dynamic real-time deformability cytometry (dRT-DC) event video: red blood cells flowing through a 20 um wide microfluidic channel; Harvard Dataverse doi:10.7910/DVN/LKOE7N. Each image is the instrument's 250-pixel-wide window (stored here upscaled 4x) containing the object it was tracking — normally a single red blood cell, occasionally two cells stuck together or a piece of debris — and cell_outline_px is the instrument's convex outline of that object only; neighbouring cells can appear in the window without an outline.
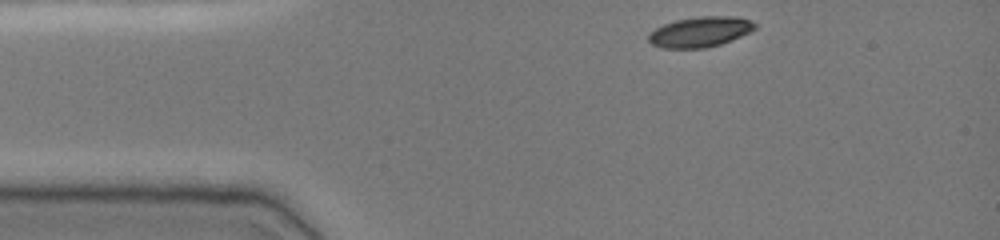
{"species": "common noctule bat (a hibernating species)", "species_latin": "Nyctalus noctula", "temperature_condition": "cold", "stored_images_in_passage": 36, "camera_frame_rate_fps": 3000, "um_per_image_px": 0.085, "animal": {"sex": "female", "body_mass_g": 19.0, "forearm_length_mm": 51.5}, "frame": {"image": 1, "passage_image": 1, "time_ms": 0.0, "image_size_px": [1000, 240], "cell_outline_px": [[756, 28], [732, 40], [720, 44], [704, 48], [664, 48], [652, 44], [648, 40], [648, 32], [664, 24], [676, 20], [700, 16], [732, 16], [752, 20], [756, 24]], "centroid_in_image_um": [59.5, 2.7], "position_along_channel_um": 25.5, "area_um2": 18.73}}
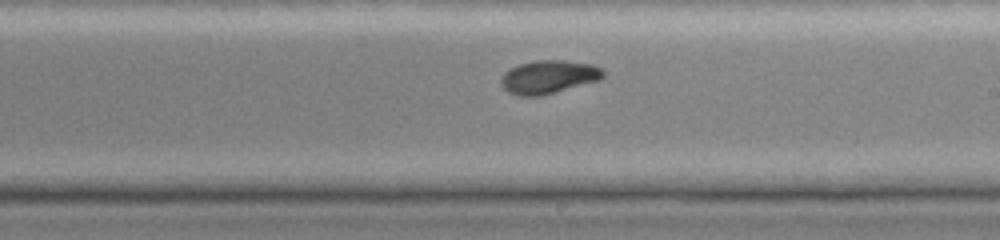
{"frame": {"image": 2, "passage_image": 22, "time_ms": 7.0, "image_size_px": [1000, 240], "cell_outline_px": [[604, 76], [600, 80], [540, 96], [520, 96], [508, 92], [500, 84], [500, 80], [504, 72], [520, 64], [536, 60], [564, 60], [592, 64], [600, 68], [604, 72]], "centroid_in_image_um": [46.63, 6.54], "position_along_channel_um": 242.4, "area_um2": 19.77}}
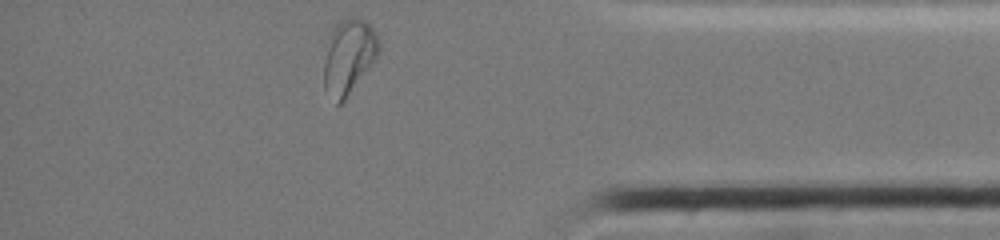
{"frame": {"image": 3, "passage_image": 36, "time_ms": 11.667, "image_size_px": [1000, 240], "cell_outline_px": [[380, 48], [376, 60], [344, 100], [340, 104], [336, 104], [324, 88], [324, 60], [328, 36], [332, 28], [336, 24], [352, 16], [364, 20], [376, 32], [380, 40]], "centroid_in_image_um": [29.64, 4.8], "position_along_channel_um": 405.6, "area_um2": 24.1}, "authors_computed_cell_mechanics": {"area_um2": 19.8543, "velocity_mm_per_s": 3.8102, "shape_relaxation_time_tau1_ms": 4.9849, "shape_relaxation_time_tau2_ms": 2.5498, "deformation_change_tau1": 0.1547, "deformation_change_tau2": 0.0471}}